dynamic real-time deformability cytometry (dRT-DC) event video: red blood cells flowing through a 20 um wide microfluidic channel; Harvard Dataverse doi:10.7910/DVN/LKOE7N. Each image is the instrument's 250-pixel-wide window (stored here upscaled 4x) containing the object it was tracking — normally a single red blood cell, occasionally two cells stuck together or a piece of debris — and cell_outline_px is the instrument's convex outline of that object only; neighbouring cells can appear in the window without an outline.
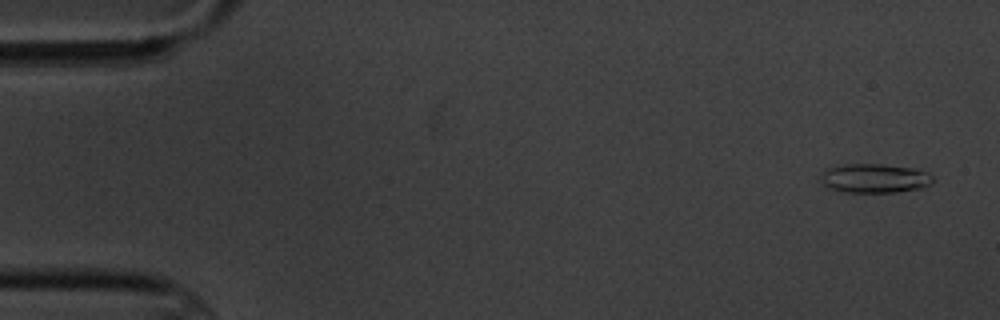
{"species": "common noctule bat (a hibernating species)", "species_latin": "Nyctalus noctula", "temperature_condition": "cold", "stored_images_in_passage": 5, "camera_frame_rate_fps": 3000, "um_per_image_px": 0.085, "animal": {"sex": "male", "body_mass_g": 20.1, "forearm_length_mm": 53.5}, "frame": {"image": 1, "passage_image": 1, "time_ms": 0.0, "image_size_px": [1000, 320], "cell_outline_px": [[932, 184], [924, 188], [896, 192], [844, 192], [828, 188], [820, 180], [824, 172], [828, 168], [844, 164], [880, 164], [916, 168], [932, 176]], "centroid_in_image_um": [74.36, 15.16], "position_along_channel_um": 10.6, "area_um2": 19.02}}
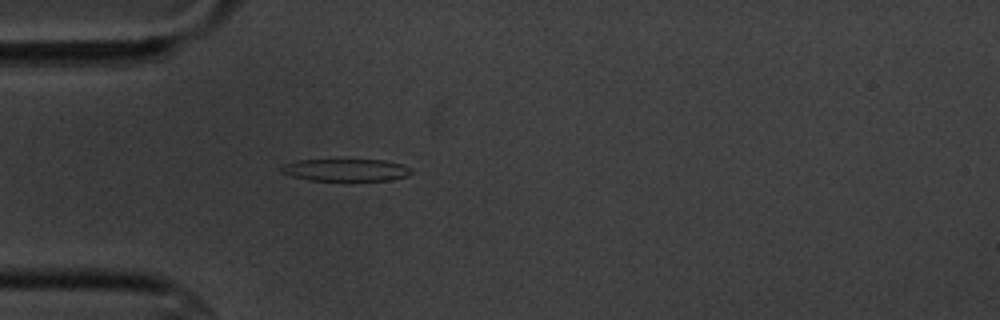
{"frame": {"image": 2, "passage_image": 5, "time_ms": 4.667, "image_size_px": [1000, 320], "cell_outline_px": [[412, 172], [408, 176], [392, 180], [308, 180], [292, 176], [280, 172], [280, 168], [284, 164], [296, 160], [384, 160], [400, 164], [412, 168]], "centroid_in_image_um": [29.39, 14.45], "position_along_channel_um": 55.6, "area_um2": 16.82}}